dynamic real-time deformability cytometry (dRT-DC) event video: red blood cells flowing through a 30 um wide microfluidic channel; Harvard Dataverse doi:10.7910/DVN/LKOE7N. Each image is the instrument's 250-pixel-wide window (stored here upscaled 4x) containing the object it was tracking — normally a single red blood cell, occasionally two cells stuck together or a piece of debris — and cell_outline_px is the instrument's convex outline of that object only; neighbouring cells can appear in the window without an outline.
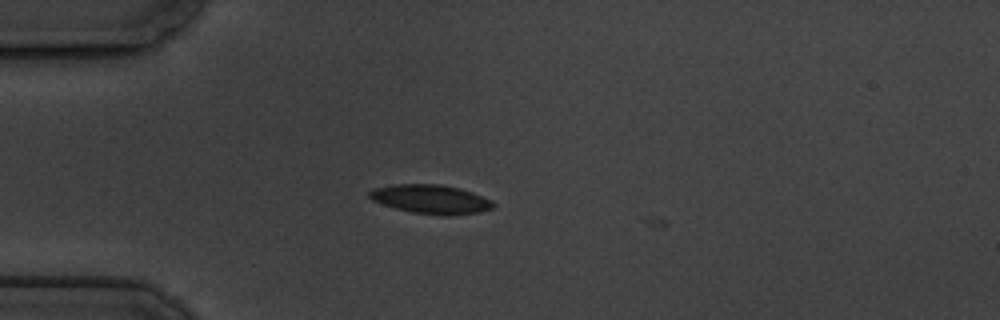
{"species": "common noctule bat (a hibernating species)", "species_latin": "Nyctalus noctula", "temperature_condition": "cold", "stored_images_in_passage": 2, "camera_frame_rate_fps": 3000, "um_per_image_px": 0.085, "animal": {"sex": "male", "body_mass_g": 19.5, "forearm_length_mm": 54.6}, "frame": {"image": 1, "passage_image": 1, "time_ms": 0.0, "image_size_px": [1000, 320], "cell_outline_px": [[496, 204], [492, 208], [480, 212], [448, 216], [444, 216], [412, 212], [396, 208], [372, 200], [368, 196], [368, 192], [372, 188], [392, 184], [440, 184], [460, 188], [472, 192], [492, 200]], "centroid_in_image_um": [36.63, 16.93], "position_along_channel_um": 48.4, "area_um2": 21.04}}